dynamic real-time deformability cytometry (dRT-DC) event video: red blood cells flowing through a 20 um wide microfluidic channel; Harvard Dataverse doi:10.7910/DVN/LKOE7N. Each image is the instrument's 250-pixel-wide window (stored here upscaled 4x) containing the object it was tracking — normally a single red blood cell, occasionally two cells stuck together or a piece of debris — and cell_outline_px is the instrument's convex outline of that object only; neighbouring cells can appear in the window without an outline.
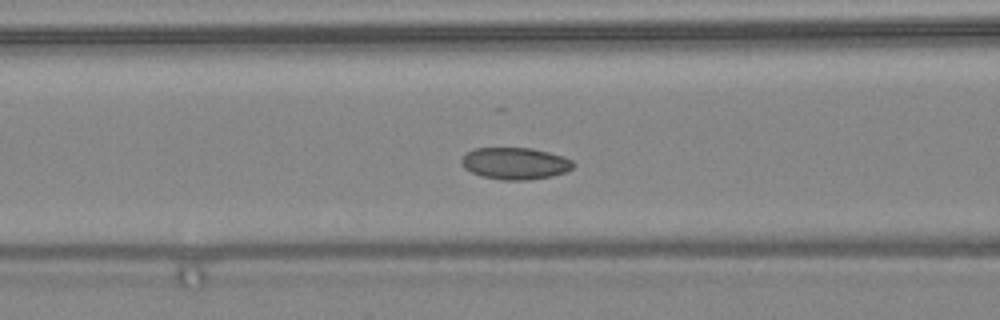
{"species": "common noctule bat (a hibernating species)", "species_latin": "Nyctalus noctula", "temperature_condition": "warm", "stored_images_in_passage": 33, "camera_frame_rate_fps": 3000, "um_per_image_px": 0.085, "animal": {"sex": "female", "body_mass_g": 24.6, "forearm_length_mm": 56.2}, "frame": {"image": 1, "passage_image": 5, "time_ms": 1.333, "image_size_px": [1000, 320], "cell_outline_px": [[576, 164], [572, 168], [564, 172], [552, 176], [528, 180], [500, 180], [484, 176], [472, 172], [464, 168], [460, 164], [460, 160], [468, 152], [476, 148], [532, 148], [564, 156], [572, 160]], "centroid_in_image_um": [43.8, 13.89], "position_along_channel_um": 122.8, "area_um2": 20.75}}
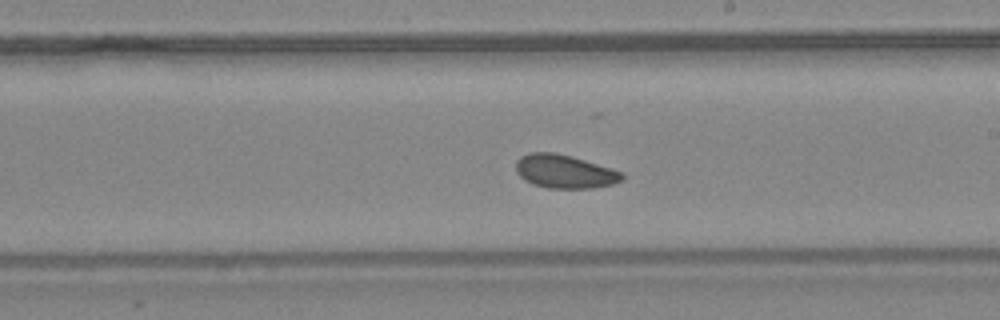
{"frame": {"image": 2, "passage_image": 13, "time_ms": 4.0, "image_size_px": [1000, 320], "cell_outline_px": [[624, 180], [612, 184], [592, 188], [548, 188], [532, 184], [524, 180], [516, 172], [516, 160], [520, 156], [528, 152], [552, 152], [572, 156], [624, 172]], "centroid_in_image_um": [47.98, 14.57], "position_along_channel_um": 241.0, "area_um2": 20.92}}
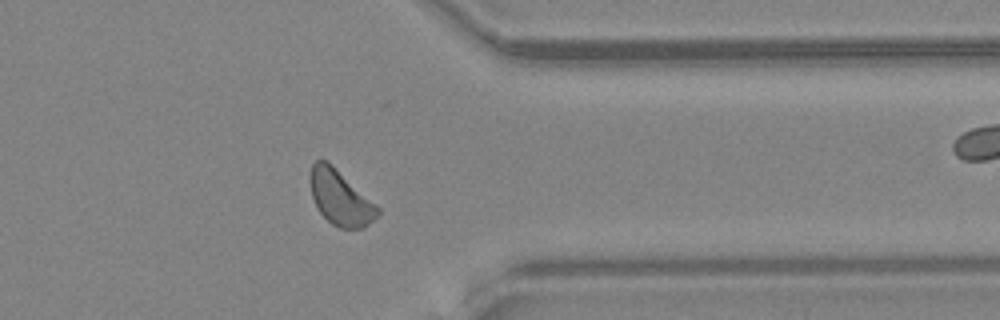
{"frame": {"image": 3, "passage_image": 23, "time_ms": 7.333, "image_size_px": [1000, 320], "cell_outline_px": [[380, 212], [364, 228], [340, 228], [332, 224], [320, 212], [312, 196], [308, 180], [308, 176], [312, 164], [316, 160], [328, 160], [380, 208]], "centroid_in_image_um": [28.89, 16.77], "position_along_channel_um": 382.5, "area_um2": 21.56}, "authors_computed_cell_mechanics": {"area_um2": 20.9236, "velocity_mm_per_s": 4.435, "shape_relaxation_time_tau1_ms": null, "shape_relaxation_time_tau2_ms": 4.8138, "deformation_change_tau1": null, "deformation_change_tau2": 0.1045}}